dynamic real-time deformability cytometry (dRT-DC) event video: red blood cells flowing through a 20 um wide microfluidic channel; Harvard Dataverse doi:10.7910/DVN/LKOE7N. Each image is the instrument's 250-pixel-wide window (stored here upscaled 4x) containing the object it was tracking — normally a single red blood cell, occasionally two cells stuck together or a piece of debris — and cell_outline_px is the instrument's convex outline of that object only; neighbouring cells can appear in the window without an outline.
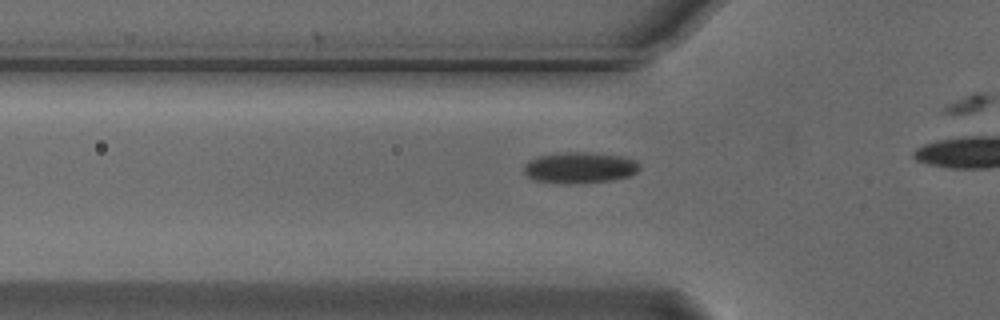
{"species": "Egyptian fruit bat (a non-hibernating species)", "species_latin": "Rousettus aegyptiacus", "temperature_condition": "cold", "stored_images_in_passage": 25, "camera_frame_rate_fps": 3000, "um_per_image_px": 0.085, "animal": {"sex": "male"}, "frame": {"image": 1, "passage_image": 16, "time_ms": 5.0, "image_size_px": [1000, 320], "cell_outline_px": [[640, 168], [636, 172], [628, 176], [612, 180], [576, 184], [560, 184], [532, 180], [524, 172], [524, 164], [528, 160], [536, 156], [564, 152], [588, 152], [624, 156], [636, 160], [640, 164]], "centroid_in_image_um": [49.25, 14.25], "position_along_channel_um": 76.5, "area_um2": 21.39}}
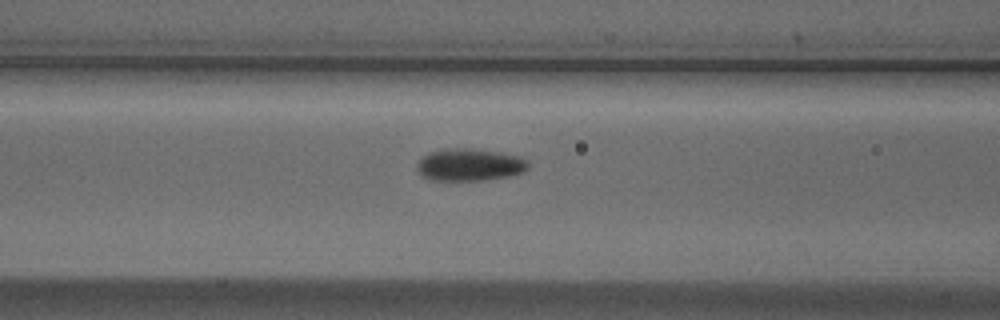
{"frame": {"image": 2, "passage_image": 20, "time_ms": 6.333, "image_size_px": [1000, 320], "cell_outline_px": [[528, 168], [524, 172], [508, 176], [484, 180], [432, 180], [420, 176], [416, 168], [416, 160], [428, 152], [444, 148], [468, 148], [500, 152], [524, 156], [528, 160]], "centroid_in_image_um": [39.89, 13.99], "position_along_channel_um": 126.7, "area_um2": 21.44}}
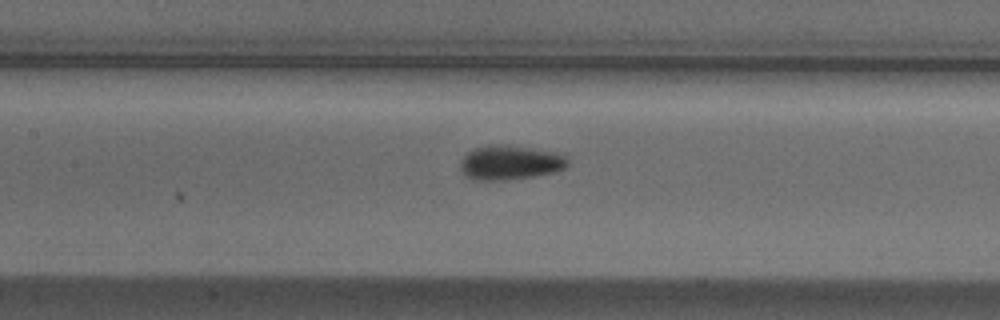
{"frame": {"image": 3, "passage_image": 23, "time_ms": 7.333, "image_size_px": [1000, 320], "cell_outline_px": [[568, 164], [564, 168], [556, 172], [536, 176], [504, 180], [472, 180], [464, 176], [460, 168], [460, 160], [472, 148], [492, 144], [504, 144], [564, 152], [568, 160]], "centroid_in_image_um": [43.38, 13.8], "position_along_channel_um": 164.0, "area_um2": 22.2}}